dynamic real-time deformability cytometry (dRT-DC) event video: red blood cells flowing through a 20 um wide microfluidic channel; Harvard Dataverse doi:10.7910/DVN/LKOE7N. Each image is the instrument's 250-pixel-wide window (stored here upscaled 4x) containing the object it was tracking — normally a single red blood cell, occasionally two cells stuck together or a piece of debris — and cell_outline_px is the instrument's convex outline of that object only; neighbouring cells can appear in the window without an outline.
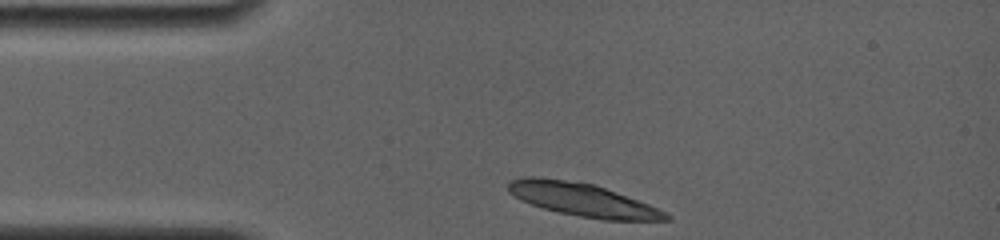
{"species": "common noctule bat (a hibernating species)", "species_latin": "Nyctalus noctula", "temperature_condition": "room temperature", "stored_images_in_passage": 2, "camera_frame_rate_fps": 4000, "um_per_image_px": 0.085, "animal": {"sex": "female", "body_mass_g": 19.0, "forearm_length_mm": 56.7}, "frame": {"image": 1, "passage_image": 1, "time_ms": 0.0, "image_size_px": [1000, 240], "cell_outline_px": [[672, 220], [600, 220], [560, 212], [544, 208], [520, 200], [508, 192], [508, 184], [512, 180], [524, 176], [540, 176], [596, 184], [648, 204], [672, 216]], "centroid_in_image_um": [49.5, 16.96], "position_along_channel_um": 35.5, "area_um2": 30.35}}